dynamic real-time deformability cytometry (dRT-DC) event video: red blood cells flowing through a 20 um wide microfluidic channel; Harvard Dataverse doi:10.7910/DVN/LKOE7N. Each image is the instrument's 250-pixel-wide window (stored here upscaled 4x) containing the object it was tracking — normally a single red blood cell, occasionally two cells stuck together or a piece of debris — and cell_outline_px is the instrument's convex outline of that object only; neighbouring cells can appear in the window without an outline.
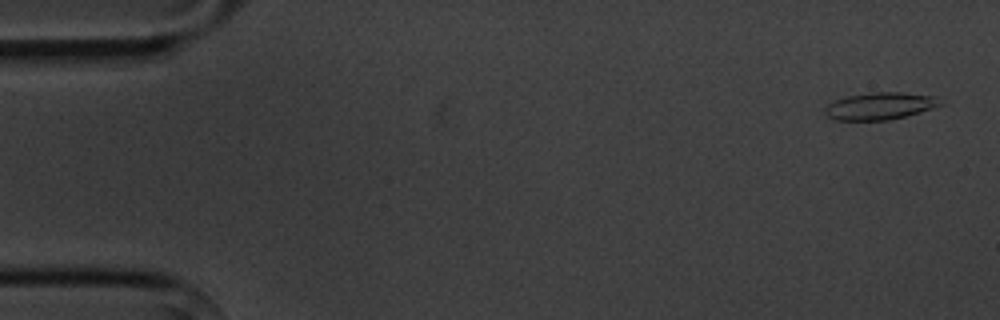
{"species": "common noctule bat (a hibernating species)", "species_latin": "Nyctalus noctula", "temperature_condition": "cold", "stored_images_in_passage": 9, "camera_frame_rate_fps": 3000, "um_per_image_px": 0.085, "animal": {"sex": "male", "body_mass_g": 20.1, "forearm_length_mm": 53.5}, "frame": {"image": 1, "passage_image": 1, "time_ms": 0.0, "image_size_px": [1000, 320], "cell_outline_px": [[944, 104], [932, 108], [904, 116], [888, 120], [836, 120], [828, 116], [824, 112], [824, 108], [828, 104], [836, 100], [848, 96], [872, 92], [900, 92], [936, 96]], "centroid_in_image_um": [74.8, 9.0], "position_along_channel_um": 10.2, "area_um2": 18.09}}
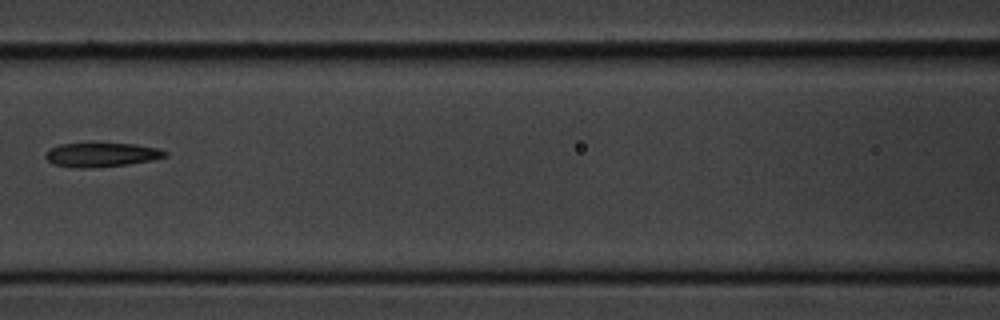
{"frame": {"image": 2, "passage_image": 7, "time_ms": 7.333, "image_size_px": [1000, 320], "cell_outline_px": [[168, 156], [152, 160], [128, 164], [92, 168], [72, 168], [52, 164], [44, 156], [44, 152], [60, 144], [136, 144], [156, 148], [168, 152]], "centroid_in_image_um": [8.6, 13.17], "position_along_channel_um": 158.0, "area_um2": 16.76}}
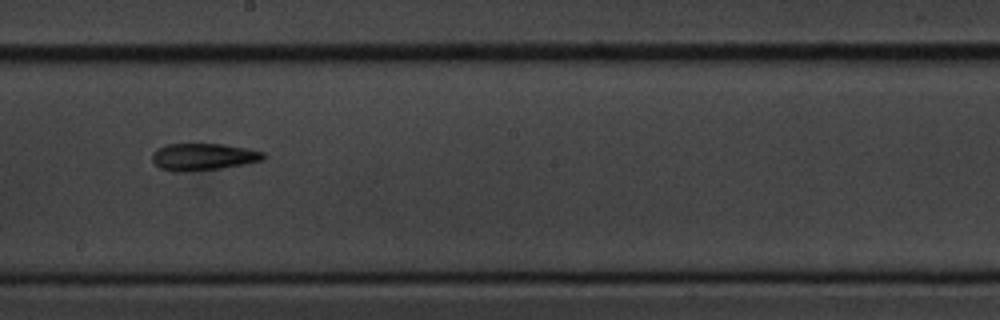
{"frame": {"image": 3, "passage_image": 9, "time_ms": 9.333, "image_size_px": [1000, 320], "cell_outline_px": [[268, 156], [264, 160], [244, 164], [220, 168], [180, 172], [172, 172], [160, 168], [152, 160], [152, 152], [156, 148], [168, 144], [224, 144], [264, 152]], "centroid_in_image_um": [17.26, 13.33], "position_along_channel_um": 230.9, "area_um2": 17.57}}